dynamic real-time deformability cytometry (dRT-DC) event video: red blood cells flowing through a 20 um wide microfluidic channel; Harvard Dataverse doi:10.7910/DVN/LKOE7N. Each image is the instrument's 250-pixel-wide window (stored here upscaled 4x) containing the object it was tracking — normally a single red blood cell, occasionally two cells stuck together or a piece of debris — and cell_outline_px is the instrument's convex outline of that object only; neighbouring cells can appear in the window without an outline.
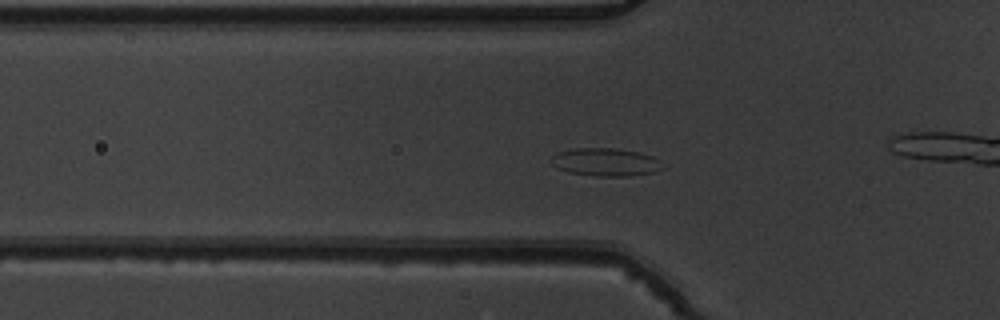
{"species": "common noctule bat (a hibernating species)", "species_latin": "Nyctalus noctula", "temperature_condition": "warm", "stored_images_in_passage": 50, "camera_frame_rate_fps": 3000, "um_per_image_px": 0.085, "animal": {"sex": "male", "body_mass_g": 19.5, "forearm_length_mm": 54.6}, "frame": {"image": 1, "passage_image": 14, "time_ms": 4.333, "image_size_px": [1000, 320], "cell_outline_px": [[664, 168], [652, 172], [628, 176], [596, 176], [568, 172], [556, 168], [552, 164], [552, 156], [560, 152], [576, 148], [616, 148], [640, 152], [652, 156], [660, 160], [664, 164]], "centroid_in_image_um": [51.51, 13.78], "position_along_channel_um": 74.3, "area_um2": 18.15}}
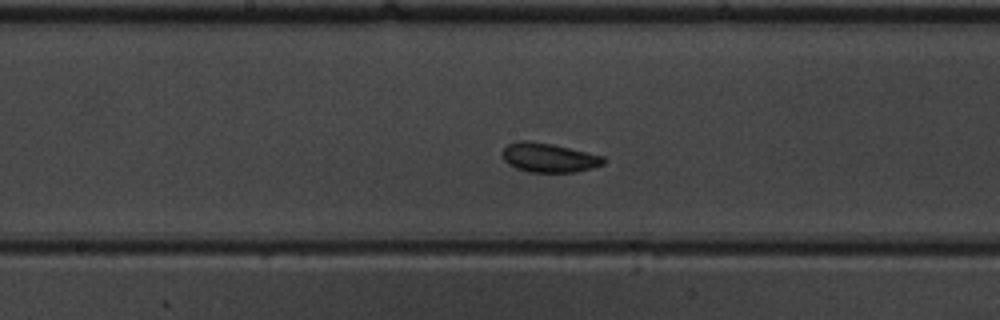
{"frame": {"image": 2, "passage_image": 24, "time_ms": 7.667, "image_size_px": [1000, 320], "cell_outline_px": [[604, 164], [592, 168], [576, 172], [528, 172], [516, 168], [508, 164], [504, 160], [504, 148], [508, 144], [516, 140], [528, 140], [552, 144], [604, 156]], "centroid_in_image_um": [46.65, 13.4], "position_along_channel_um": 201.6, "area_um2": 17.17}}
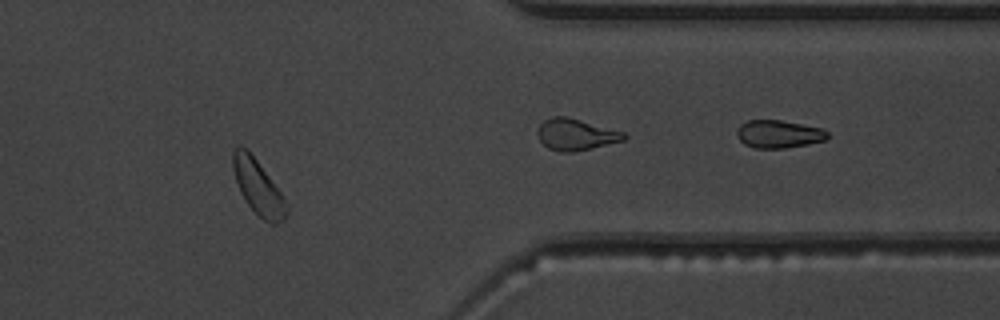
{"frame": {"image": 3, "passage_image": 40, "time_ms": 13.0, "image_size_px": [1000, 320], "cell_outline_px": [[288, 212], [284, 220], [276, 224], [272, 224], [264, 220], [248, 204], [240, 192], [232, 168], [232, 152], [236, 144], [240, 144], [248, 148], [280, 192], [288, 204]], "centroid_in_image_um": [21.92, 15.86], "position_along_channel_um": 389.5, "area_um2": 17.11}}